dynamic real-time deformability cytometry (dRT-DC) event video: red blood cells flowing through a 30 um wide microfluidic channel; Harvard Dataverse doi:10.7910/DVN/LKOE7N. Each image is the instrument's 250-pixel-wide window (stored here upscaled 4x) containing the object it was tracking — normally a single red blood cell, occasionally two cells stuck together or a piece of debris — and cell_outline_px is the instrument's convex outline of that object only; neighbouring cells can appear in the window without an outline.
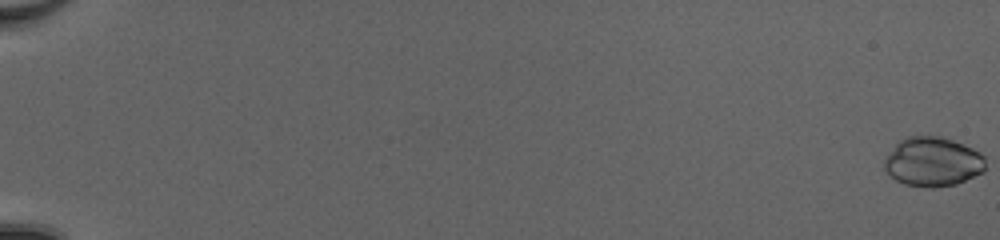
{"species": "common noctule bat (a hibernating species)", "species_latin": "Nyctalus noctula", "temperature_condition": "cold", "stored_images_in_passage": 53, "camera_frame_rate_fps": 3000, "um_per_image_px": 0.085, "animal": {"sex": "female", "body_mass_g": 20.0, "forearm_length_mm": 54.0}, "frame": {"image": 1, "passage_image": 1, "time_ms": 0.0, "image_size_px": [1000, 240], "cell_outline_px": [[984, 172], [956, 184], [932, 188], [928, 188], [904, 184], [888, 176], [884, 168], [884, 160], [892, 148], [900, 140], [908, 136], [940, 136], [952, 140], [972, 148], [980, 152], [984, 156]], "centroid_in_image_um": [79.26, 13.76], "position_along_channel_um": 5.7, "area_um2": 29.19}}
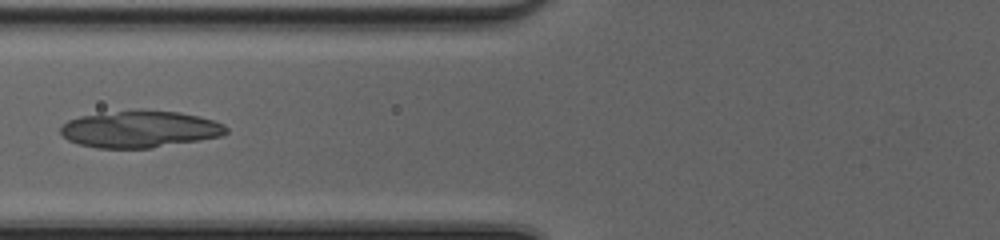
{"frame": {"image": 2, "passage_image": 25, "time_ms": 8.0, "image_size_px": [1000, 240], "cell_outline_px": [[228, 132], [220, 136], [200, 140], [152, 148], [96, 148], [76, 144], [68, 140], [60, 132], [60, 128], [68, 120], [80, 116], [136, 108], [180, 112], [200, 116], [224, 124], [228, 128]], "centroid_in_image_um": [11.88, 10.96], "position_along_channel_um": 113.9, "area_um2": 36.07}}
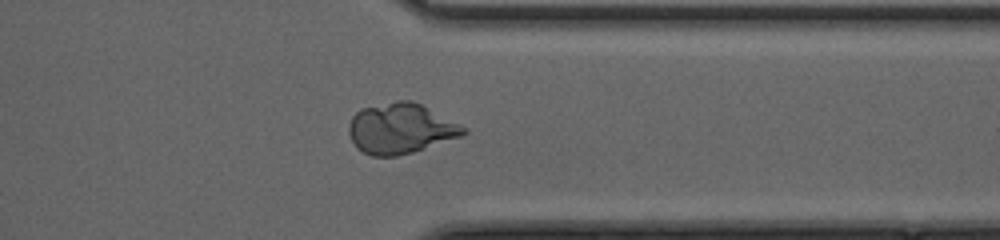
{"frame": {"image": 3, "passage_image": 44, "time_ms": 14.333, "image_size_px": [1000, 240], "cell_outline_px": [[468, 132], [460, 136], [412, 152], [396, 156], [372, 156], [356, 148], [348, 132], [348, 128], [352, 116], [360, 108], [400, 100], [412, 100], [468, 128]], "centroid_in_image_um": [34.03, 10.92], "position_along_channel_um": 377.4, "area_um2": 33.35}}